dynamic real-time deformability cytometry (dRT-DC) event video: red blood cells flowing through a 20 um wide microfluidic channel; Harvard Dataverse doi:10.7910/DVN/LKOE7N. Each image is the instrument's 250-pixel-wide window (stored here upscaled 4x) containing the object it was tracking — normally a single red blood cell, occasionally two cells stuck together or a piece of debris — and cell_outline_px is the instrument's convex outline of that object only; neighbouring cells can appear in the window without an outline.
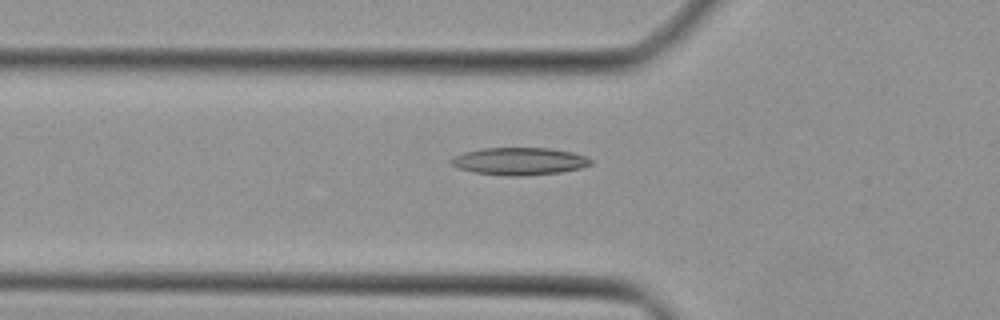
{"species": "Egyptian fruit bat (a non-hibernating species)", "species_latin": "Rousettus aegyptiacus", "temperature_condition": "cold", "stored_images_in_passage": 45, "camera_frame_rate_fps": 3000, "um_per_image_px": 0.085, "animal": {"sex": "female"}, "frame": {"image": 1, "passage_image": 16, "time_ms": 5.0, "image_size_px": [1000, 320], "cell_outline_px": [[592, 164], [580, 168], [560, 172], [524, 176], [508, 176], [472, 172], [456, 168], [448, 164], [448, 160], [452, 156], [464, 152], [484, 148], [548, 148], [572, 152], [584, 156], [592, 160]], "centroid_in_image_um": [44.06, 13.71], "position_along_channel_um": 81.7, "area_um2": 22.54}}
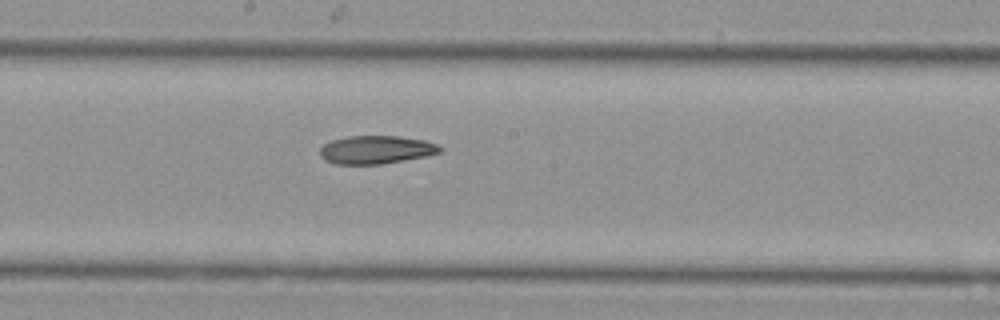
{"frame": {"image": 2, "passage_image": 25, "time_ms": 8.0, "image_size_px": [1000, 320], "cell_outline_px": [[440, 152], [424, 156], [404, 160], [380, 164], [336, 164], [324, 160], [320, 156], [320, 148], [324, 144], [332, 140], [348, 136], [396, 136], [424, 140], [436, 144], [440, 148]], "centroid_in_image_um": [31.91, 12.73], "position_along_channel_um": 216.3, "area_um2": 19.48}}
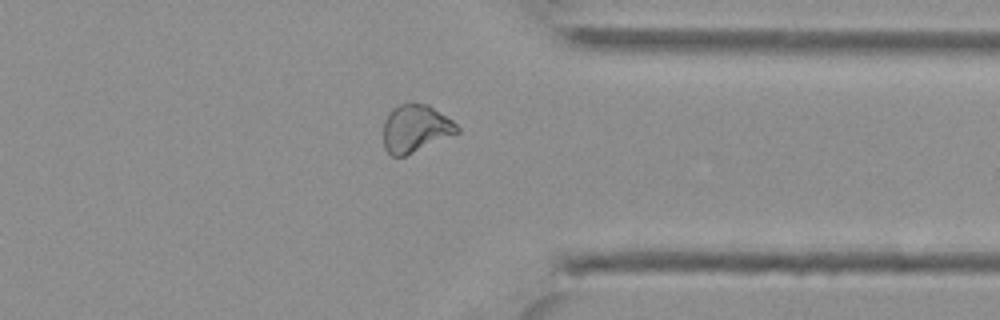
{"frame": {"image": 3, "passage_image": 36, "time_ms": 11.667, "image_size_px": [1000, 320], "cell_outline_px": [[460, 132], [404, 156], [392, 156], [384, 148], [384, 120], [388, 112], [392, 108], [400, 104], [428, 104], [452, 120], [460, 128]], "centroid_in_image_um": [35.31, 10.92], "position_along_channel_um": 376.1, "area_um2": 20.29}}